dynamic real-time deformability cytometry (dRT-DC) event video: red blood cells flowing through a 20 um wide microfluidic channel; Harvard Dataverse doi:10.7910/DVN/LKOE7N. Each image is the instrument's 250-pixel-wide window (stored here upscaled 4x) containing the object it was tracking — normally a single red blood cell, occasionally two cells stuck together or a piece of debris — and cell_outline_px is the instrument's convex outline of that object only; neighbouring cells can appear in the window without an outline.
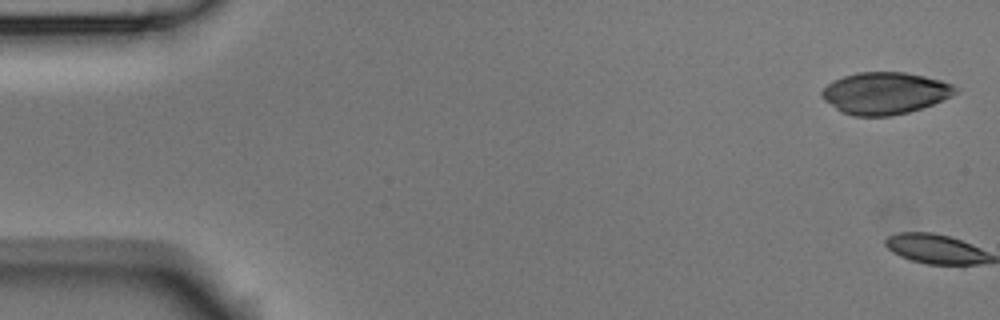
{"species": "Egyptian fruit bat (a non-hibernating species)", "species_latin": "Rousettus aegyptiacus", "temperature_condition": "room temperature", "stored_images_in_passage": 6, "camera_frame_rate_fps": 3000, "um_per_image_px": 0.085, "animal": {"sex": "male"}, "frame": {"image": 1, "passage_image": 1, "time_ms": 0.0, "image_size_px": [1000, 320], "cell_outline_px": [[960, 88], [952, 96], [932, 104], [908, 112], [888, 116], [852, 116], [840, 112], [824, 100], [820, 96], [820, 92], [832, 80], [856, 72], [904, 72], [924, 76], [940, 80], [952, 84]], "centroid_in_image_um": [75.19, 7.92], "position_along_channel_um": 9.8, "area_um2": 32.71}}
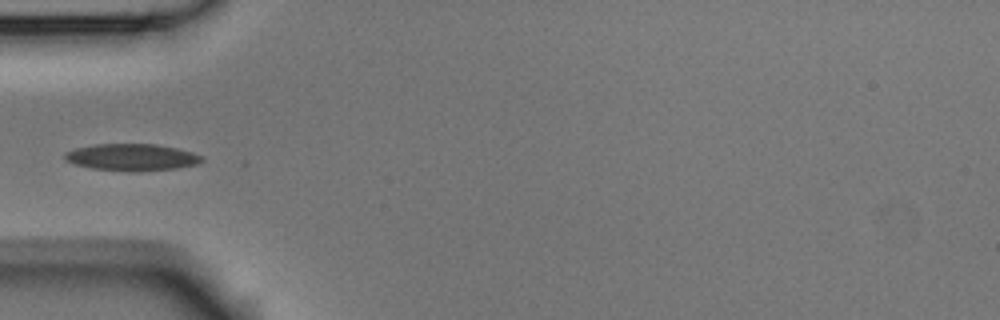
{"frame": {"image": 2, "passage_image": 5, "time_ms": 1.333, "image_size_px": [1000, 320], "cell_outline_px": [[204, 160], [196, 164], [176, 168], [140, 172], [132, 172], [92, 168], [76, 164], [64, 160], [64, 152], [76, 148], [92, 144], [156, 144], [176, 148], [192, 152], [204, 156]], "centroid_in_image_um": [11.2, 13.37], "position_along_channel_um": 73.8, "area_um2": 21.62}}
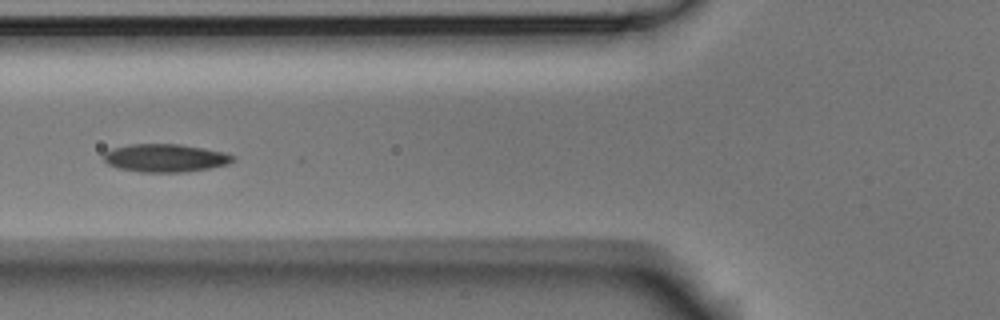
{"frame": {"image": 3, "passage_image": 6, "time_ms": 1.667, "image_size_px": [1000, 320], "cell_outline_px": [[236, 160], [228, 164], [208, 168], [184, 172], [140, 172], [116, 168], [108, 164], [104, 160], [104, 152], [112, 148], [128, 144], [180, 144], [204, 148], [224, 152], [236, 156]], "centroid_in_image_um": [14.05, 13.42], "position_along_channel_um": 111.8, "area_um2": 21.27}}